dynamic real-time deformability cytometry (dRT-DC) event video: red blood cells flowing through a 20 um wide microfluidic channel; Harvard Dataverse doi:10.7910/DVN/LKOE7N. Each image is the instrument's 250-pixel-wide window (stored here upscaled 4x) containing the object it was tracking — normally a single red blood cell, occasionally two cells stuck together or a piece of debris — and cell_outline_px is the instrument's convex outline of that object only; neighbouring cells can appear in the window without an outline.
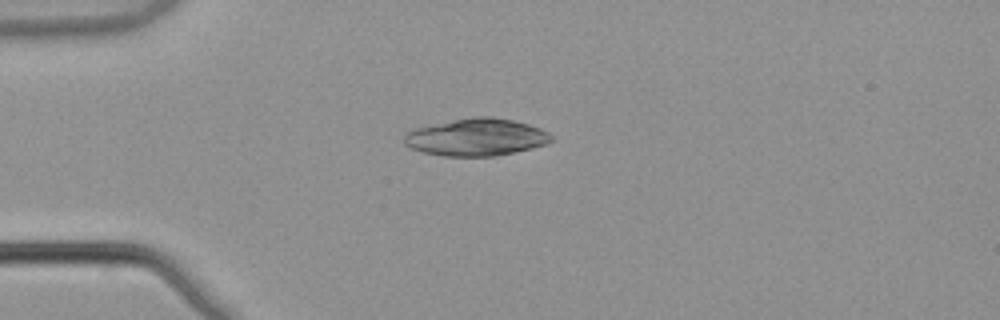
{"species": "common noctule bat (a hibernating species)", "species_latin": "Nyctalus noctula", "temperature_condition": "warm", "stored_images_in_passage": 6, "camera_frame_rate_fps": 3000, "um_per_image_px": 0.085, "animal": {"sex": "male", "body_mass_g": 21.5, "forearm_length_mm": 52.0}, "frame": {"image": 1, "passage_image": 3, "time_ms": 0.667, "image_size_px": [1000, 320], "cell_outline_px": [[552, 140], [548, 144], [532, 148], [496, 156], [444, 156], [424, 152], [412, 148], [404, 144], [404, 136], [408, 132], [416, 128], [476, 116], [492, 116], [512, 120], [528, 124], [540, 128], [548, 132], [552, 136]], "centroid_in_image_um": [40.53, 11.67], "position_along_channel_um": 44.5, "area_um2": 31.67}}
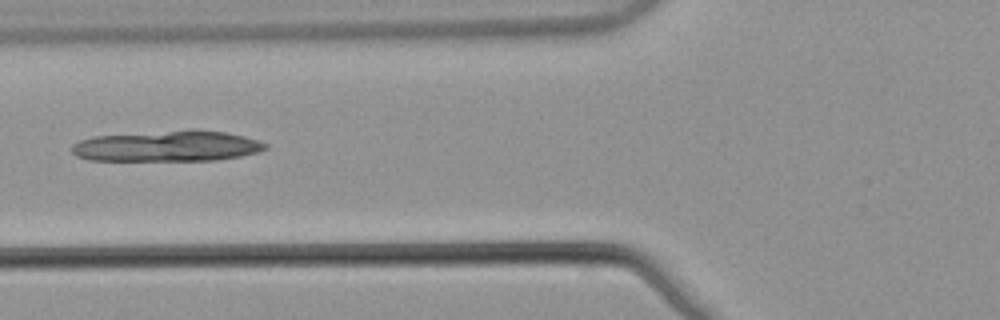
{"frame": {"image": 2, "passage_image": 5, "time_ms": 1.333, "image_size_px": [1000, 320], "cell_outline_px": [[268, 148], [260, 152], [240, 156], [216, 160], [88, 160], [76, 156], [72, 152], [72, 144], [80, 140], [92, 136], [188, 128], [196, 128], [228, 132], [260, 140], [268, 144]], "centroid_in_image_um": [14.27, 12.39], "position_along_channel_um": 111.5, "area_um2": 35.6}}
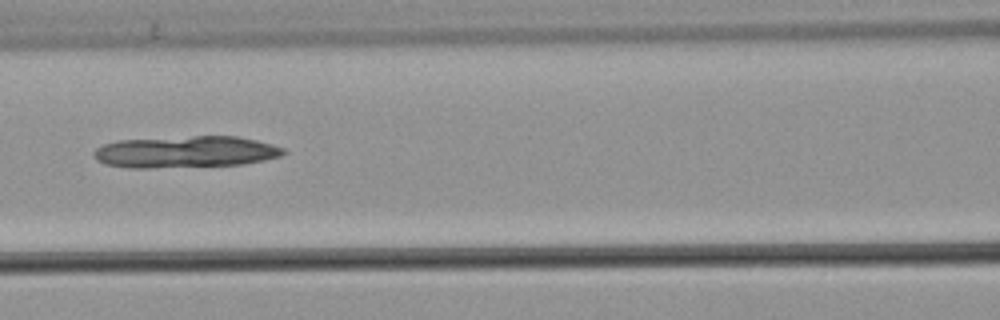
{"frame": {"image": 3, "passage_image": 6, "time_ms": 1.667, "image_size_px": [1000, 320], "cell_outline_px": [[288, 152], [280, 156], [264, 160], [244, 164], [148, 168], [132, 168], [104, 164], [96, 160], [92, 156], [92, 152], [96, 148], [104, 144], [120, 140], [192, 136], [236, 136], [256, 140], [272, 144], [284, 148]], "centroid_in_image_um": [15.76, 12.91], "position_along_channel_um": 150.8, "area_um2": 35.08}}